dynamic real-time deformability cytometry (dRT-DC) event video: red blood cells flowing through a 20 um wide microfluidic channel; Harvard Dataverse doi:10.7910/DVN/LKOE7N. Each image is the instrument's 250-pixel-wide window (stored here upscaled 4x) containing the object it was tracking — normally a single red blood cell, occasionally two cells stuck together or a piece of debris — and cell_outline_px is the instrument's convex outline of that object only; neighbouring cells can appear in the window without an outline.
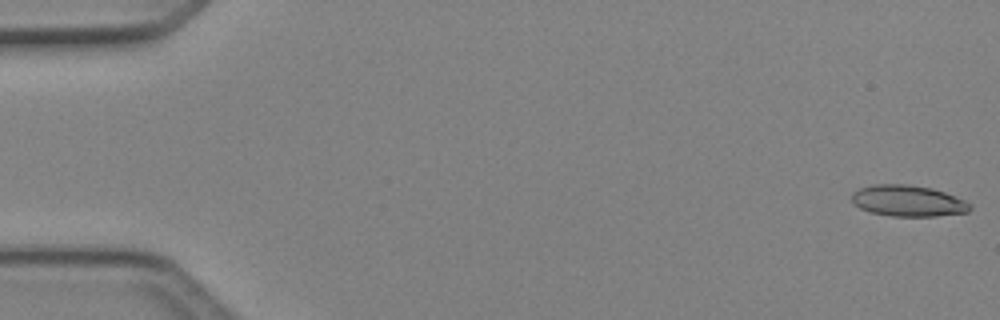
{"species": "Egyptian fruit bat (a non-hibernating species)", "species_latin": "Rousettus aegyptiacus", "temperature_condition": "cold", "stored_images_in_passage": 48, "camera_frame_rate_fps": 3000, "um_per_image_px": 0.085, "animal": {"sex": "female"}, "frame": {"image": 1, "passage_image": 1, "time_ms": 0.0, "image_size_px": [1000, 320], "cell_outline_px": [[972, 208], [968, 212], [936, 216], [892, 216], [872, 212], [860, 208], [852, 200], [852, 192], [860, 188], [872, 184], [908, 184], [932, 188], [944, 192], [964, 200], [972, 204]], "centroid_in_image_um": [77.2, 17.06], "position_along_channel_um": 7.8, "area_um2": 21.44}}
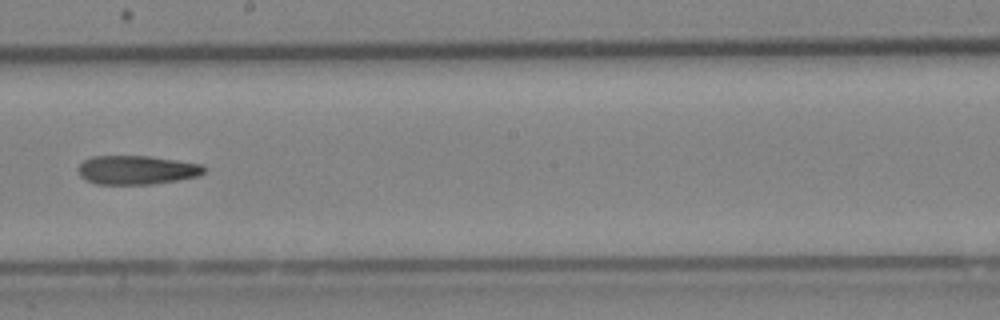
{"frame": {"image": 2, "passage_image": 28, "time_ms": 9.0, "image_size_px": [1000, 320], "cell_outline_px": [[208, 168], [200, 176], [152, 184], [96, 184], [84, 180], [80, 176], [80, 164], [84, 160], [92, 156], [148, 156], [204, 164]], "centroid_in_image_um": [11.66, 14.45], "position_along_channel_um": 236.5, "area_um2": 21.27}}
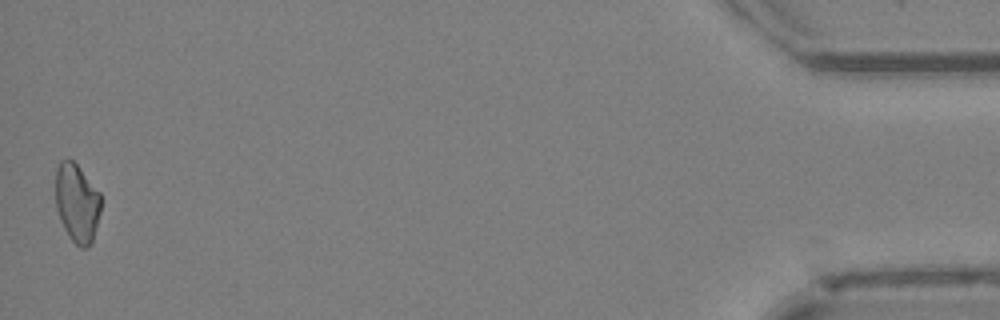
{"frame": {"image": 3, "passage_image": 48, "time_ms": 15.667, "image_size_px": [1000, 320], "cell_outline_px": [[100, 212], [92, 240], [88, 248], [80, 248], [72, 240], [64, 228], [60, 220], [56, 208], [56, 168], [60, 160], [68, 156], [80, 168], [100, 192]], "centroid_in_image_um": [6.53, 17.21], "position_along_channel_um": 428.7, "area_um2": 20.81}}